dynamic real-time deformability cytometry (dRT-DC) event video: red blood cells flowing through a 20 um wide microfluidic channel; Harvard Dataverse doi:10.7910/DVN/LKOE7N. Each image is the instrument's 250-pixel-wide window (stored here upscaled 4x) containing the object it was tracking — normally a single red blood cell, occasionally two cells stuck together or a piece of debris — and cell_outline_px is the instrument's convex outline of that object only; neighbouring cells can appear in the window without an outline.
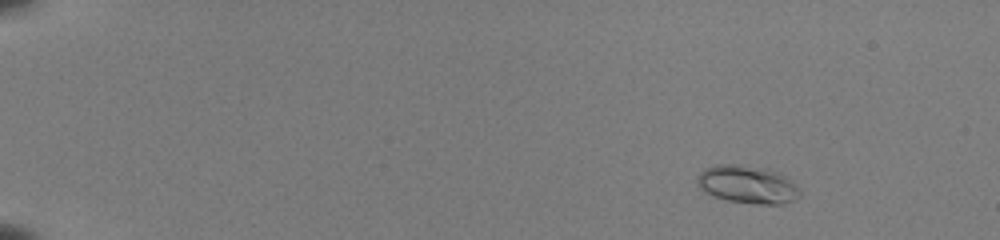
{"species": "common noctule bat (a hibernating species)", "species_latin": "Nyctalus noctula", "temperature_condition": "room temperature", "stored_images_in_passage": 30, "camera_frame_rate_fps": 3000, "um_per_image_px": 0.085, "animal": {"sex": "female", "body_mass_g": 22.0, "forearm_length_mm": 56.7}, "frame": {"image": 1, "passage_image": 1, "time_ms": 0.0, "image_size_px": [1000, 240], "cell_outline_px": [[800, 196], [796, 200], [784, 204], [756, 204], [728, 200], [712, 196], [704, 192], [696, 184], [696, 180], [700, 172], [704, 168], [716, 164], [736, 164], [768, 168], [780, 172], [800, 188]], "centroid_in_image_um": [63.54, 15.68], "position_along_channel_um": 21.5, "area_um2": 23.12}}
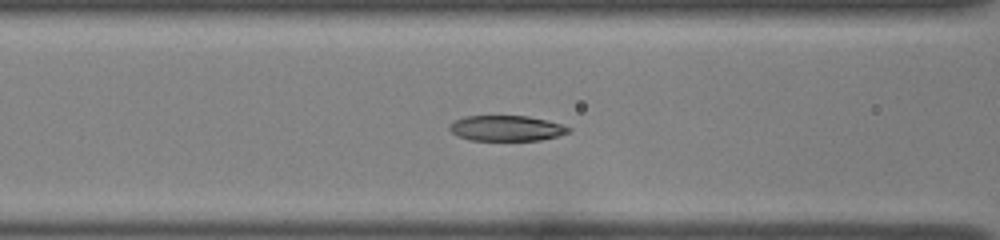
{"frame": {"image": 2, "passage_image": 19, "time_ms": 6.0, "image_size_px": [1000, 240], "cell_outline_px": [[572, 132], [560, 136], [540, 140], [468, 140], [456, 136], [448, 128], [456, 120], [464, 116], [528, 116], [560, 124], [572, 128]], "centroid_in_image_um": [43.07, 10.91], "position_along_channel_um": 123.5, "area_um2": 17.69}}
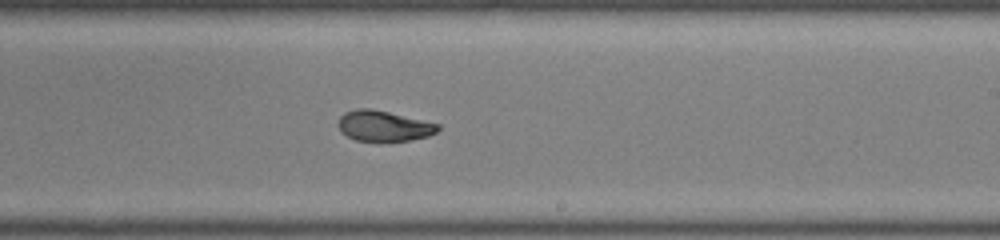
{"frame": {"image": 3, "passage_image": 29, "time_ms": 9.333, "image_size_px": [1000, 240], "cell_outline_px": [[440, 128], [436, 132], [428, 136], [412, 140], [356, 140], [340, 132], [340, 116], [344, 112], [356, 108], [372, 108], [440, 124]], "centroid_in_image_um": [32.63, 10.68], "position_along_channel_um": 256.4, "area_um2": 17.51}}